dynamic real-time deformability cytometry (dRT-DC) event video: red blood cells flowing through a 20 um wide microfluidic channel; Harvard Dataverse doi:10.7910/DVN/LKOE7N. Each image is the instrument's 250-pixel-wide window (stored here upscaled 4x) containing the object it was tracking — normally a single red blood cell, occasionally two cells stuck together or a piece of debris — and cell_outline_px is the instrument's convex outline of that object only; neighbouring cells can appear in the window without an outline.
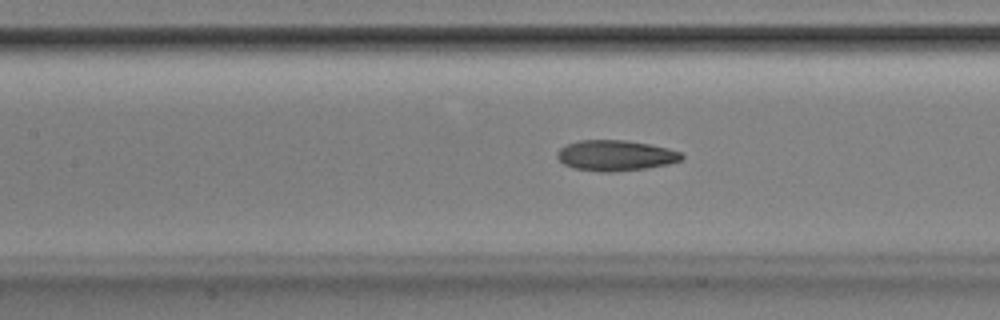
{"species": "Egyptian fruit bat (a non-hibernating species)", "species_latin": "Rousettus aegyptiacus", "temperature_condition": "room temperature", "stored_images_in_passage": 37, "camera_frame_rate_fps": 3000, "um_per_image_px": 0.085, "animal": {"sex": "male"}, "frame": {"image": 1, "passage_image": 13, "time_ms": 4.0, "image_size_px": [1000, 320], "cell_outline_px": [[684, 156], [680, 160], [668, 164], [644, 168], [608, 172], [600, 172], [576, 168], [564, 164], [556, 156], [556, 152], [560, 148], [568, 144], [580, 140], [624, 140], [648, 144], [668, 148], [680, 152]], "centroid_in_image_um": [52.3, 13.21], "position_along_channel_um": 155.1, "area_um2": 21.91}}
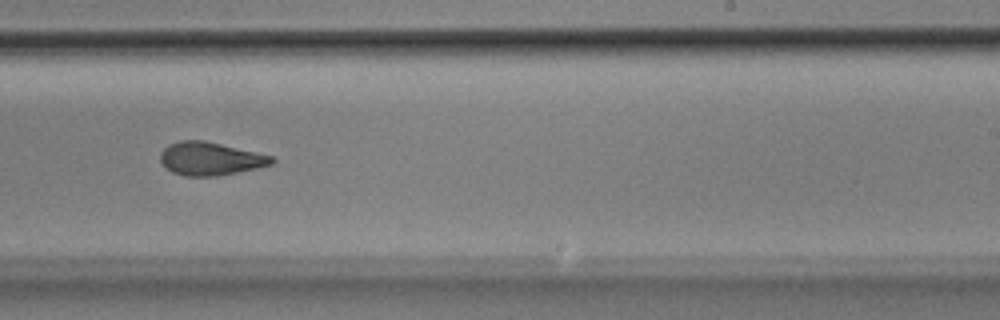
{"frame": {"image": 2, "passage_image": 22, "time_ms": 7.0, "image_size_px": [1000, 320], "cell_outline_px": [[276, 160], [272, 164], [256, 168], [216, 176], [184, 176], [172, 172], [160, 160], [160, 152], [168, 144], [180, 140], [204, 140], [272, 156]], "centroid_in_image_um": [17.85, 13.48], "position_along_channel_um": 271.2, "area_um2": 21.33}}
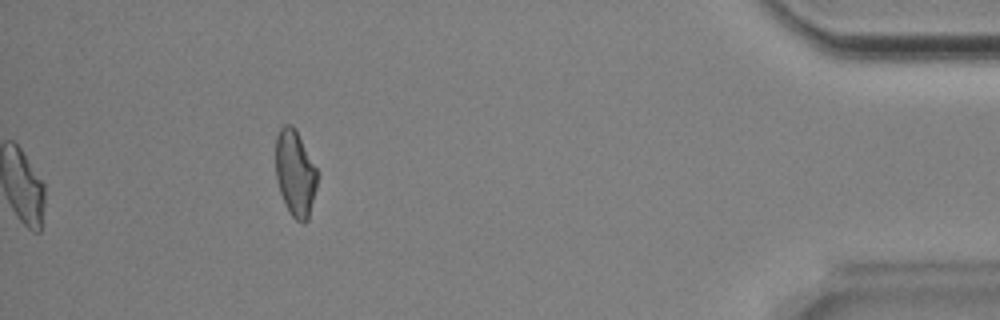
{"frame": {"image": 3, "passage_image": 37, "time_ms": 12.0, "image_size_px": [1000, 320], "cell_outline_px": [[320, 172], [308, 220], [304, 224], [296, 220], [292, 216], [280, 192], [276, 180], [276, 136], [280, 128], [284, 124], [292, 124], [296, 128]], "centroid_in_image_um": [25.12, 14.68], "position_along_channel_um": 410.1, "area_um2": 21.33}, "authors_computed_cell_mechanics": {"area_um2": 21.4438, "velocity_mm_per_s": 3.8925, "shape_relaxation_time_tau1_ms": 7.6085, "shape_relaxation_time_tau2_ms": 2.7282, "deformation_change_tau1": 0.1961, "deformation_change_tau2": 0.1092}}